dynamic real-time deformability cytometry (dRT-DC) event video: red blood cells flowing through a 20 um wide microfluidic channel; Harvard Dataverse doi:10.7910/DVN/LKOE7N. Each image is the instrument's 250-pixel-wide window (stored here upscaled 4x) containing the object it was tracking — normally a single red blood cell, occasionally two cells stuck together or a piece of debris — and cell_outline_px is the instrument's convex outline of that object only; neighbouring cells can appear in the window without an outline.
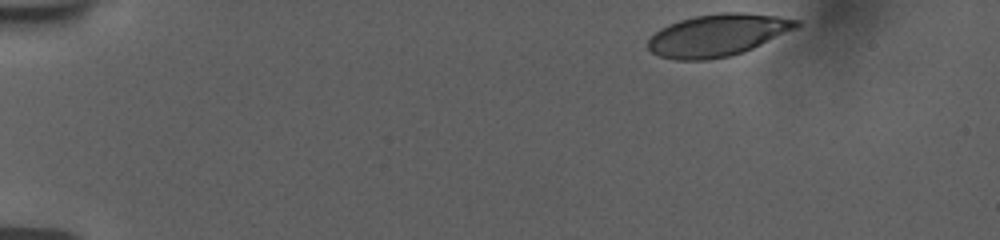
{"species": "human", "species_latin": "Homo sapiens", "temperature_condition": "room temperature", "stored_images_in_passage": 42, "camera_frame_rate_fps": 3000, "um_per_image_px": 0.085, "donor": {"sex": "female"}, "frame": {"image": 1, "passage_image": 1, "time_ms": 0.0, "image_size_px": [1000, 240], "cell_outline_px": [[800, 24], [796, 28], [744, 52], [732, 56], [708, 60], [676, 60], [660, 56], [652, 52], [648, 48], [648, 40], [660, 28], [668, 24], [680, 20], [696, 16], [720, 12], [744, 12], [776, 16], [800, 20]], "centroid_in_image_um": [60.99, 2.99], "position_along_channel_um": 24.0, "area_um2": 36.36}}
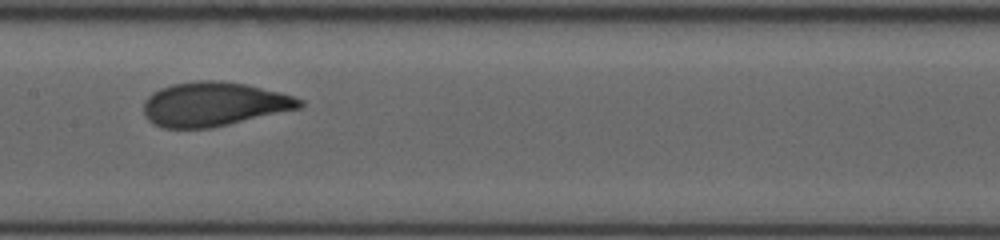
{"frame": {"image": 2, "passage_image": 23, "time_ms": 7.333, "image_size_px": [1000, 240], "cell_outline_px": [[304, 104], [300, 108], [212, 128], [164, 128], [152, 124], [144, 116], [144, 100], [152, 92], [160, 88], [172, 84], [196, 80], [224, 80], [248, 84], [280, 92], [304, 100]], "centroid_in_image_um": [18.16, 8.84], "position_along_channel_um": 189.2, "area_um2": 40.52}}
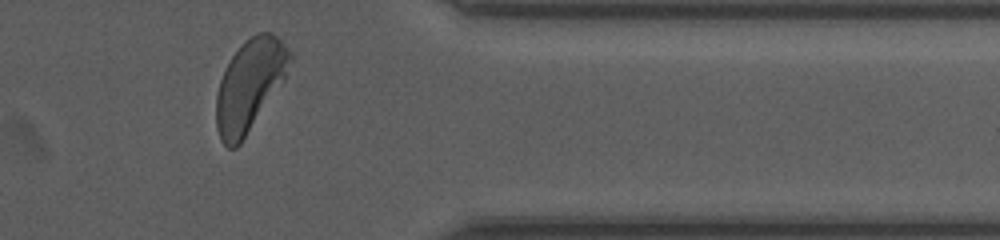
{"frame": {"image": 3, "passage_image": 40, "time_ms": 13.0, "image_size_px": [1000, 240], "cell_outline_px": [[292, 56], [284, 80], [240, 144], [236, 148], [228, 148], [220, 140], [216, 128], [216, 92], [224, 68], [232, 56], [244, 40], [256, 32], [272, 32], [292, 52]], "centroid_in_image_um": [21.2, 7.23], "position_along_channel_um": 390.2, "area_um2": 39.25}, "authors_computed_cell_mechanics": {"area_um2": 39.0728, "velocity_mm_per_s": 3.7311, "shape_relaxation_time_tau1_ms": 2.6657, "shape_relaxation_time_tau2_ms": null, "deformation_change_tau1": 0.153, "deformation_change_tau2": null}}